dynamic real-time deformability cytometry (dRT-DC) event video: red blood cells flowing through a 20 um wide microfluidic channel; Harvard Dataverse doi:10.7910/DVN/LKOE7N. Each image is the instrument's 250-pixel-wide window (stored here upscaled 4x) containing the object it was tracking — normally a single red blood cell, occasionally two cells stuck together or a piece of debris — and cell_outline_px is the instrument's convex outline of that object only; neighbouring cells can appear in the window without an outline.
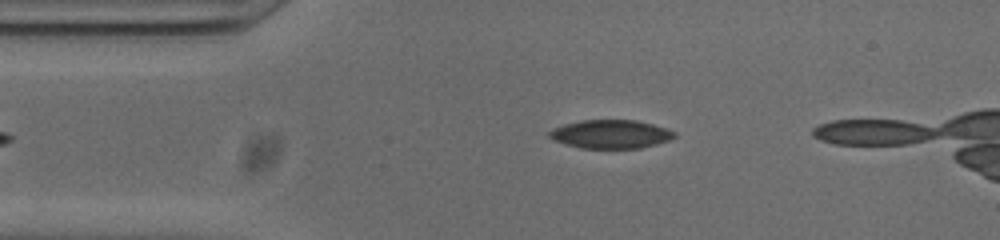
{"species": "common noctule bat (a hibernating species)", "species_latin": "Nyctalus noctula", "temperature_condition": "cold", "stored_images_in_passage": 13, "camera_frame_rate_fps": 3000, "um_per_image_px": 0.085, "animal": {"sex": "male", "body_mass_g": 20.0, "forearm_length_mm": 53.3}, "frame": {"image": 1, "passage_image": 8, "time_ms": 2.333, "image_size_px": [1000, 240], "cell_outline_px": [[676, 136], [668, 140], [656, 144], [640, 148], [580, 148], [564, 144], [552, 140], [548, 136], [548, 132], [552, 128], [564, 124], [580, 120], [636, 120], [652, 124], [676, 132]], "centroid_in_image_um": [51.85, 11.4], "position_along_channel_um": 33.1, "area_um2": 20.87}}